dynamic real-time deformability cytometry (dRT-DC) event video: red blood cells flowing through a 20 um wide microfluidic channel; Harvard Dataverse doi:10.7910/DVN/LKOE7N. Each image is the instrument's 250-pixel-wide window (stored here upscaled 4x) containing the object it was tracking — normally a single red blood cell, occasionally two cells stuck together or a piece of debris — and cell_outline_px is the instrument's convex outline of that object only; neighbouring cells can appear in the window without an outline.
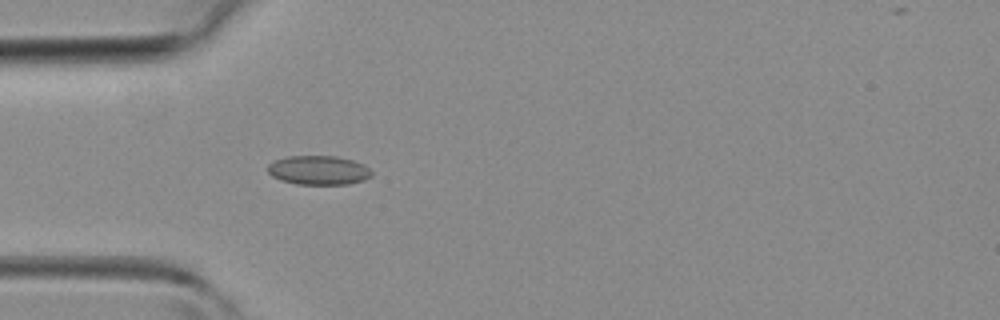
{"species": "common noctule bat (a hibernating species)", "species_latin": "Nyctalus noctula", "temperature_condition": "room temperature", "stored_images_in_passage": 32, "camera_frame_rate_fps": 3000, "um_per_image_px": 0.085, "animal": {"sex": "female", "body_mass_g": 19.3, "forearm_length_mm": 54.1}, "frame": {"image": 1, "passage_image": 3, "time_ms": 0.667, "image_size_px": [1000, 320], "cell_outline_px": [[372, 176], [364, 180], [348, 184], [296, 184], [280, 180], [272, 176], [268, 172], [268, 164], [276, 160], [288, 156], [336, 156], [352, 160], [364, 164], [372, 172]], "centroid_in_image_um": [27.08, 14.47], "position_along_channel_um": 57.9, "area_um2": 17.63}}
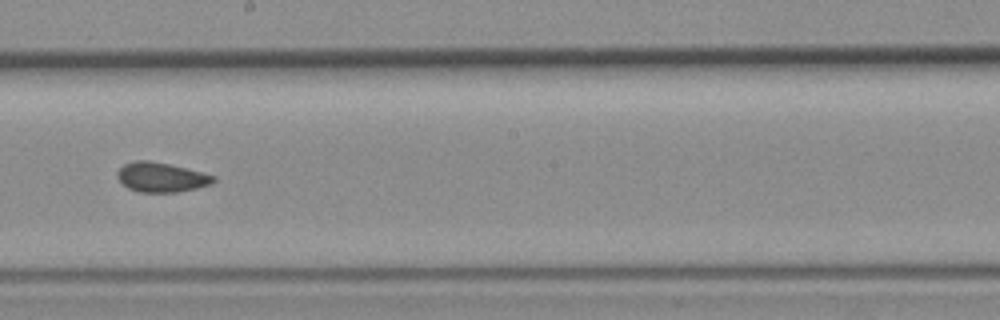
{"frame": {"image": 2, "passage_image": 14, "time_ms": 4.333, "image_size_px": [1000, 320], "cell_outline_px": [[216, 180], [212, 184], [196, 188], [176, 192], [140, 192], [128, 188], [116, 176], [116, 172], [124, 164], [136, 160], [148, 160], [168, 164], [204, 172], [216, 176]], "centroid_in_image_um": [13.73, 15.06], "position_along_channel_um": 234.5, "area_um2": 16.59}}
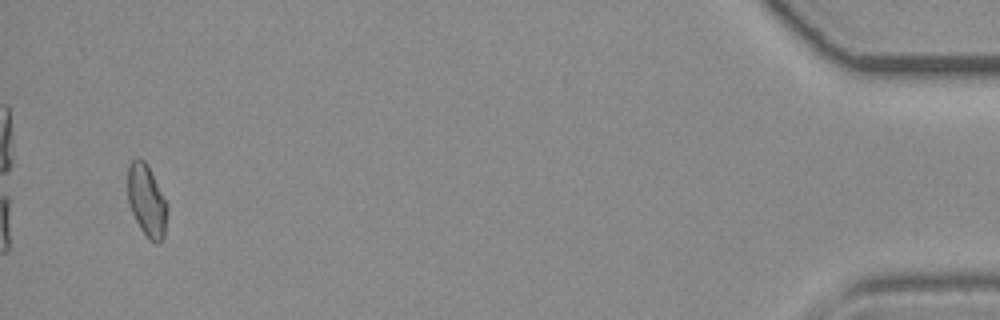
{"frame": {"image": 3, "passage_image": 31, "time_ms": 10.0, "image_size_px": [1000, 320], "cell_outline_px": [[168, 208], [164, 236], [156, 244], [148, 240], [140, 228], [132, 212], [128, 200], [128, 164], [132, 160], [144, 160], [168, 204]], "centroid_in_image_um": [12.48, 17.1], "position_along_channel_um": 422.7, "area_um2": 16.36}}